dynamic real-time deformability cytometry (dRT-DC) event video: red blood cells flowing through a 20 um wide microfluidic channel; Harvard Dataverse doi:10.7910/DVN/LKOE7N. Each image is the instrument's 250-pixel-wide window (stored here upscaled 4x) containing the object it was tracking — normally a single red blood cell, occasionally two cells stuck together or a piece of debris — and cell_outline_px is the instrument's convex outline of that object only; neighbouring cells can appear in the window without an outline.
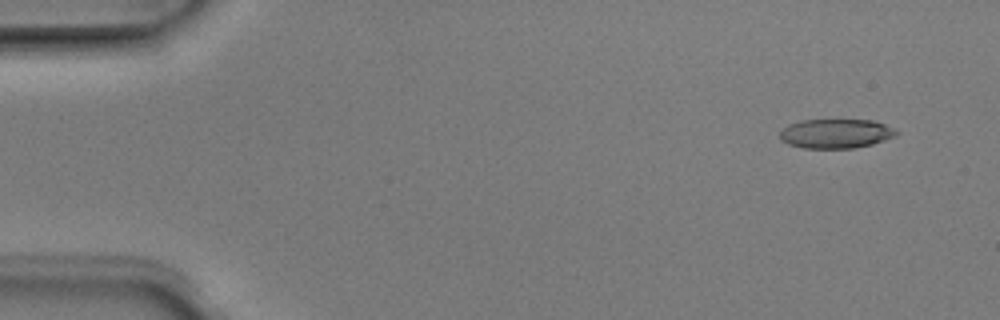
{"species": "Egyptian fruit bat (a non-hibernating species)", "species_latin": "Rousettus aegyptiacus", "temperature_condition": "room temperature", "stored_images_in_passage": 5, "camera_frame_rate_fps": 3000, "um_per_image_px": 0.085, "animal": {"sex": "male"}, "frame": {"image": 1, "passage_image": 2, "time_ms": 0.333, "image_size_px": [1000, 320], "cell_outline_px": [[900, 132], [896, 136], [872, 144], [852, 148], [804, 148], [788, 144], [780, 140], [780, 132], [788, 124], [800, 120], [872, 120], [884, 124]], "centroid_in_image_um": [71.03, 11.35], "position_along_channel_um": 14.0, "area_um2": 19.88}}
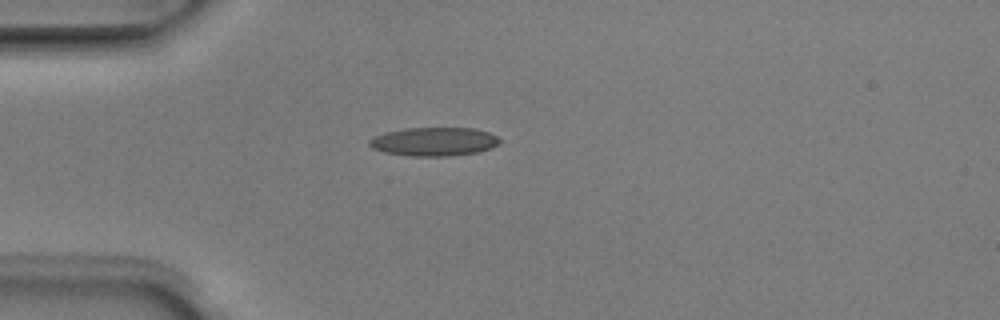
{"frame": {"image": 2, "passage_image": 4, "time_ms": 1.0, "image_size_px": [1000, 320], "cell_outline_px": [[500, 144], [492, 148], [476, 152], [448, 156], [412, 156], [384, 152], [372, 148], [368, 144], [368, 140], [372, 136], [384, 132], [404, 128], [472, 128], [488, 132], [496, 136], [500, 140]], "centroid_in_image_um": [36.85, 12.03], "position_along_channel_um": 48.1, "area_um2": 21.85}}